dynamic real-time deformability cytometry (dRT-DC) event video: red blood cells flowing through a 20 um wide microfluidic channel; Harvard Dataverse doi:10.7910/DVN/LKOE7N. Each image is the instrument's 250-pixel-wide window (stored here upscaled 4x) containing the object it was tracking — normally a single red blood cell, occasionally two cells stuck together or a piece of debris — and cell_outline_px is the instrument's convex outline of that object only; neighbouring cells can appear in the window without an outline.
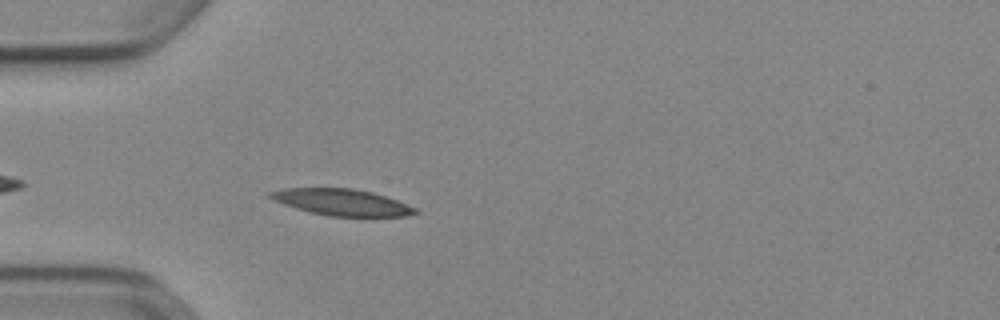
{"species": "Egyptian fruit bat (a non-hibernating species)", "species_latin": "Rousettus aegyptiacus", "temperature_condition": "cold", "stored_images_in_passage": 38, "camera_frame_rate_fps": 3000, "um_per_image_px": 0.085, "animal": {"sex": "female"}, "frame": {"image": 1, "passage_image": 4, "time_ms": 1.0, "image_size_px": [1000, 320], "cell_outline_px": [[420, 212], [404, 216], [328, 216], [296, 208], [284, 204], [268, 196], [268, 192], [284, 188], [352, 188], [372, 192], [396, 200], [416, 208]], "centroid_in_image_um": [29.05, 17.18], "position_along_channel_um": 55.9, "area_um2": 22.02}}
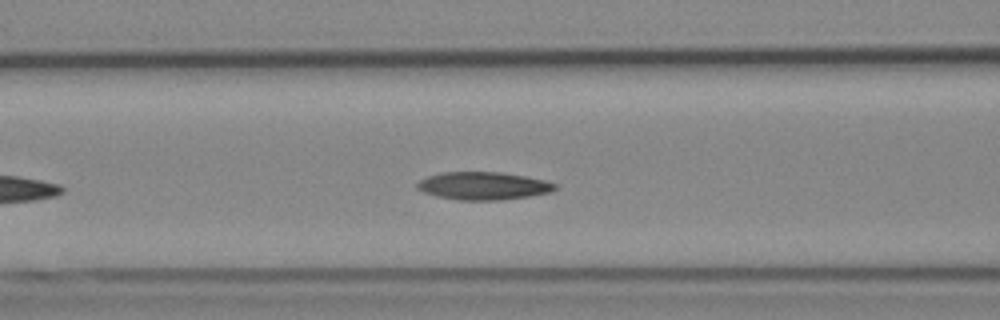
{"frame": {"image": 2, "passage_image": 10, "time_ms": 3.0, "image_size_px": [1000, 320], "cell_outline_px": [[560, 188], [552, 192], [528, 196], [500, 200], [460, 200], [436, 196], [424, 192], [416, 188], [416, 184], [420, 180], [428, 176], [440, 172], [500, 172], [524, 176], [544, 180], [556, 184]], "centroid_in_image_um": [41.09, 15.8], "position_along_channel_um": 125.5, "area_um2": 22.37}}
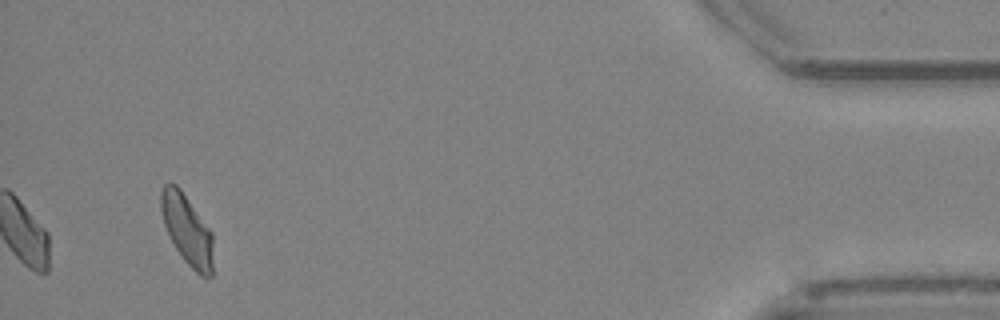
{"frame": {"image": 3, "passage_image": 38, "time_ms": 12.333, "image_size_px": [1000, 320], "cell_outline_px": [[212, 276], [200, 276], [184, 260], [176, 248], [164, 224], [160, 208], [160, 192], [164, 184], [168, 180], [176, 184], [180, 188], [212, 232]], "centroid_in_image_um": [15.88, 19.48], "position_along_channel_um": 419.3, "area_um2": 21.15}, "authors_computed_cell_mechanics": {"area_um2": 21.5883, "velocity_mm_per_s": 3.8791, "shape_relaxation_time_tau1_ms": 2.4584, "shape_relaxation_time_tau2_ms": null, "deformation_change_tau1": 0.11, "deformation_change_tau2": null}}